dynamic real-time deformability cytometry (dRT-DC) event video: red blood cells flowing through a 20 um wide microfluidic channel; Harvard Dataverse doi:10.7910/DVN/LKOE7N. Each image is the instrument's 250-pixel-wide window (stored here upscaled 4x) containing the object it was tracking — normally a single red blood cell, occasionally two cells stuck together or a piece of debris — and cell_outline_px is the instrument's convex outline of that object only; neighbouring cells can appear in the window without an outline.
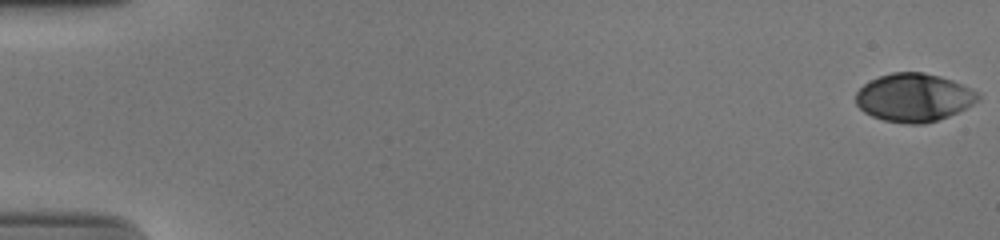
{"species": "human", "species_latin": "Homo sapiens", "temperature_condition": "cold", "stored_images_in_passage": 19, "camera_frame_rate_fps": 3000, "um_per_image_px": 0.085, "donor": {"sex": "male"}, "frame": {"image": 1, "passage_image": 1, "time_ms": 0.0, "image_size_px": [1000, 240], "cell_outline_px": [[980, 100], [948, 116], [924, 124], [908, 124], [884, 120], [872, 116], [864, 112], [856, 104], [856, 92], [868, 80], [892, 72], [924, 72], [940, 76], [952, 80], [980, 92]], "centroid_in_image_um": [77.67, 8.28], "position_along_channel_um": 7.3, "area_um2": 34.33}}
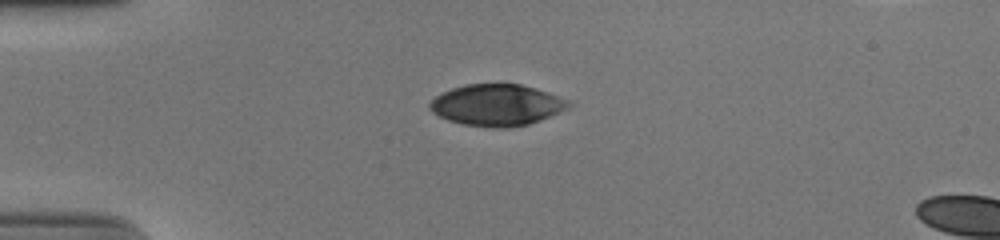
{"frame": {"image": 2, "passage_image": 15, "time_ms": 4.667, "image_size_px": [1000, 240], "cell_outline_px": [[572, 104], [568, 108], [560, 112], [540, 120], [528, 124], [512, 128], [492, 128], [464, 124], [448, 120], [432, 112], [428, 108], [428, 104], [440, 92], [464, 84], [520, 84], [536, 88], [572, 100]], "centroid_in_image_um": [42.25, 8.92], "position_along_channel_um": 42.8, "area_um2": 33.87}}